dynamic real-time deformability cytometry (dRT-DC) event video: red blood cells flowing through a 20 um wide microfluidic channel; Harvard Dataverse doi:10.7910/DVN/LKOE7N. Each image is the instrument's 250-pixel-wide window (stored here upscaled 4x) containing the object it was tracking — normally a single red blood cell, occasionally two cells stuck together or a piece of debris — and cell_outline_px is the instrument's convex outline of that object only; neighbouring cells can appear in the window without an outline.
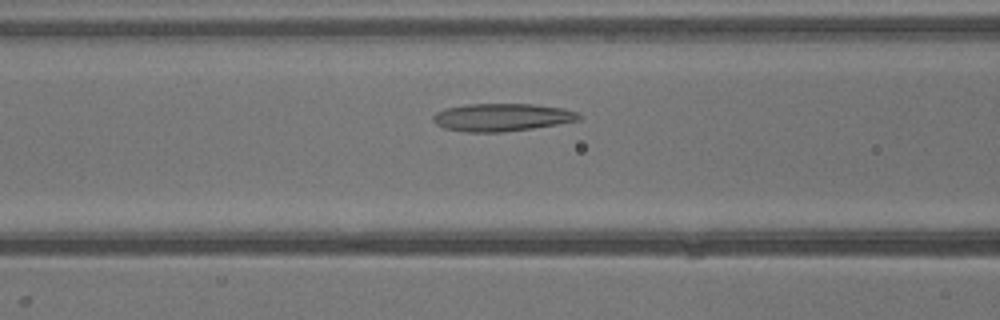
{"species": "common noctule bat (a hibernating species)", "species_latin": "Nyctalus noctula", "temperature_condition": "warm", "stored_images_in_passage": 34, "camera_frame_rate_fps": 3000, "um_per_image_px": 0.085, "animal": {"sex": "male", "body_mass_g": 13.3}, "frame": {"image": 1, "passage_image": 11, "time_ms": 3.333, "image_size_px": [1000, 320], "cell_outline_px": [[580, 120], [532, 128], [504, 132], [468, 132], [444, 128], [436, 124], [432, 120], [432, 116], [436, 112], [444, 108], [468, 104], [536, 104], [564, 108], [580, 112]], "centroid_in_image_um": [42.66, 9.96], "position_along_channel_um": 123.9, "area_um2": 23.7}}
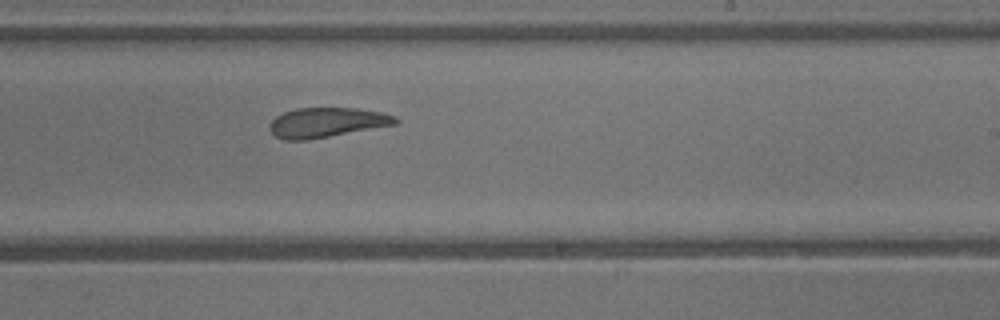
{"frame": {"image": 2, "passage_image": 19, "time_ms": 6.0, "image_size_px": [1000, 320], "cell_outline_px": [[400, 120], [396, 124], [308, 140], [284, 140], [276, 136], [268, 128], [272, 120], [276, 116], [284, 112], [296, 108], [356, 108], [380, 112], [396, 116]], "centroid_in_image_um": [27.76, 10.41], "position_along_channel_um": 261.2, "area_um2": 21.73}}
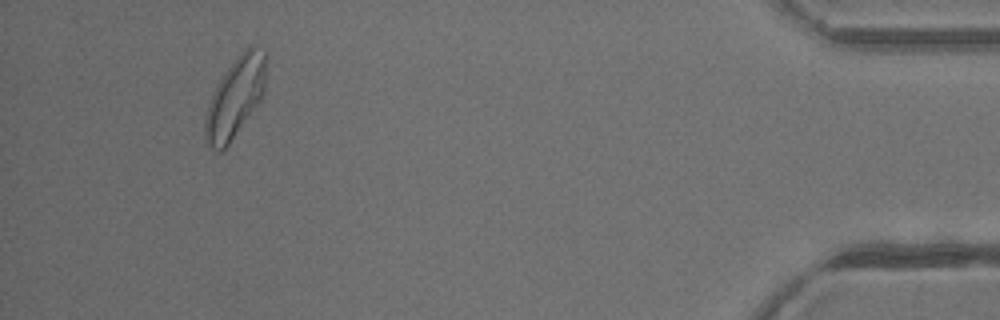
{"frame": {"image": 3, "passage_image": 32, "time_ms": 10.333, "image_size_px": [1000, 320], "cell_outline_px": [[264, 92], [260, 100], [228, 144], [220, 152], [216, 152], [208, 144], [204, 136], [204, 116], [212, 92], [216, 84], [224, 72], [240, 52], [248, 48], [252, 48], [264, 52]], "centroid_in_image_um": [19.92, 8.34], "position_along_channel_um": 415.3, "area_um2": 27.69}}